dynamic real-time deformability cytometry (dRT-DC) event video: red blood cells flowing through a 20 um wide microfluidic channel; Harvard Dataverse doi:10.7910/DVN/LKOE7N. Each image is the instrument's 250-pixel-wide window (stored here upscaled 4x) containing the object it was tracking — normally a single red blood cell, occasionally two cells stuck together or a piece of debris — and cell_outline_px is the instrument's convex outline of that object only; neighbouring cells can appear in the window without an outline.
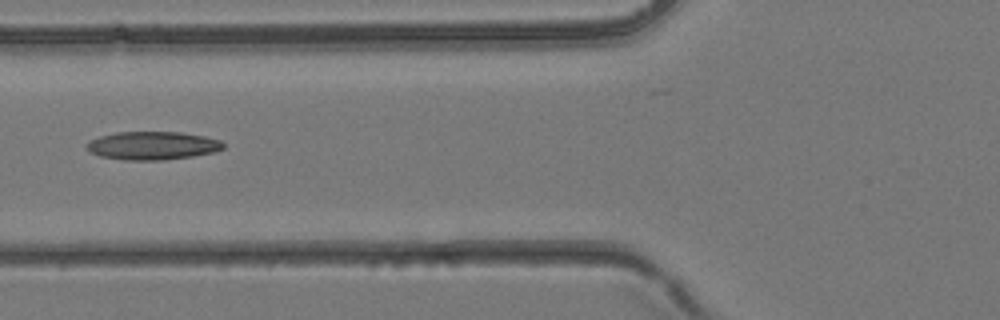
{"species": "common noctule bat (a hibernating species)", "species_latin": "Nyctalus noctula", "temperature_condition": "room temperature", "stored_images_in_passage": 2, "camera_frame_rate_fps": 3000, "um_per_image_px": 0.085, "animal": {"sex": "female", "body_mass_g": 24.6, "forearm_length_mm": 56.2}, "frame": {"image": 1, "passage_image": 2, "time_ms": 0.333, "image_size_px": [1000, 320], "cell_outline_px": [[224, 148], [216, 152], [192, 156], [164, 160], [124, 160], [100, 156], [84, 148], [92, 140], [100, 136], [116, 132], [180, 132], [204, 136], [220, 140], [224, 144]], "centroid_in_image_um": [12.99, 12.38], "position_along_channel_um": 112.8, "area_um2": 22.43}}